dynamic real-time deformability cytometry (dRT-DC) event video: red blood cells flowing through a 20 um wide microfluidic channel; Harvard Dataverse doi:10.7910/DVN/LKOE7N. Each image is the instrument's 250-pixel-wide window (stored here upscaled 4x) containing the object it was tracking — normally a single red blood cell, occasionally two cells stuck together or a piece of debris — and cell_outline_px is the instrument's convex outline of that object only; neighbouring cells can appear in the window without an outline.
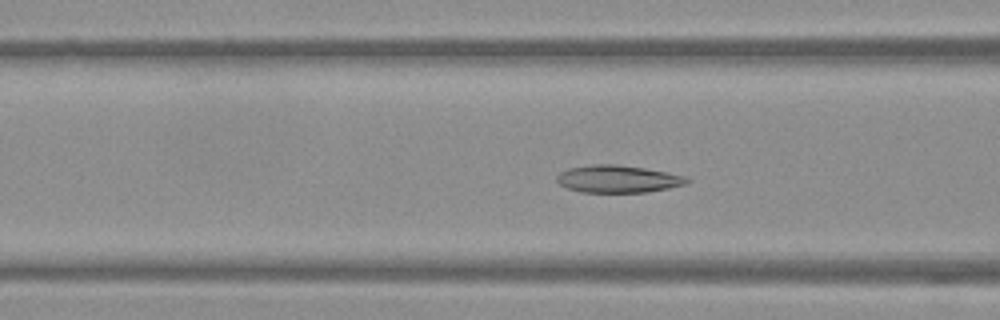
{"species": "Egyptian fruit bat (a non-hibernating species)", "species_latin": "Rousettus aegyptiacus", "temperature_condition": "warm", "stored_images_in_passage": 53, "camera_frame_rate_fps": 3000, "um_per_image_px": 0.085, "frame": {"image": 1, "passage_image": 21, "time_ms": 6.667, "image_size_px": [1000, 320], "cell_outline_px": [[692, 180], [688, 184], [648, 192], [580, 192], [568, 188], [560, 184], [556, 180], [556, 176], [560, 172], [568, 168], [592, 164], [616, 164], [644, 168], [668, 172], [688, 176]], "centroid_in_image_um": [52.57, 15.21], "position_along_channel_um": 114.0, "area_um2": 20.98}}
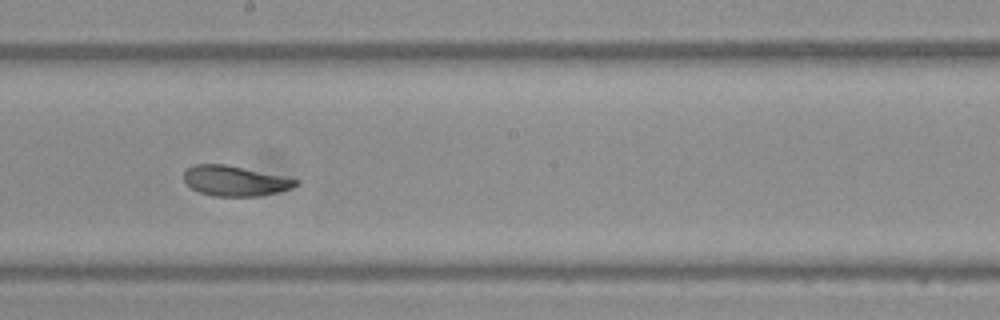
{"frame": {"image": 2, "passage_image": 30, "time_ms": 9.667, "image_size_px": [1000, 320], "cell_outline_px": [[300, 184], [292, 188], [260, 196], [212, 196], [200, 192], [192, 188], [184, 180], [184, 172], [188, 168], [196, 164], [224, 164], [300, 180]], "centroid_in_image_um": [19.98, 15.38], "position_along_channel_um": 228.2, "area_um2": 19.42}}
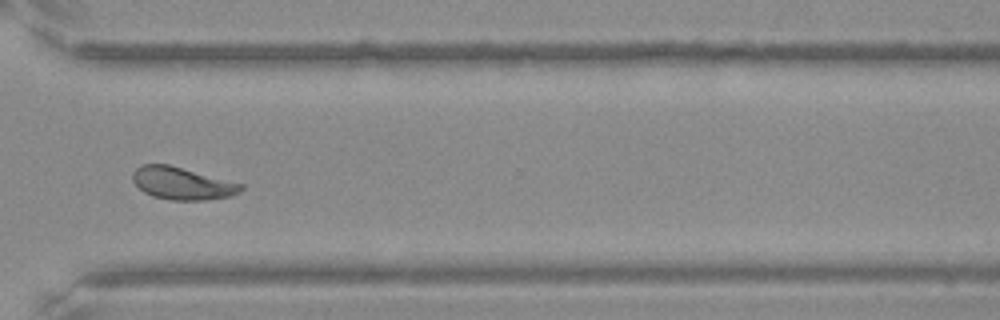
{"frame": {"image": 3, "passage_image": 40, "time_ms": 13.0, "image_size_px": [1000, 320], "cell_outline_px": [[244, 188], [240, 192], [228, 196], [208, 200], [168, 200], [152, 196], [144, 192], [132, 180], [132, 172], [140, 164], [168, 164], [244, 184]], "centroid_in_image_um": [15.47, 15.58], "position_along_channel_um": 355.1, "area_um2": 20.52}, "authors_computed_cell_mechanics": {"area_um2": 21.097, "velocity_mm_per_s": 3.7977, "shape_relaxation_time_tau1_ms": 3.9176, "shape_relaxation_time_tau2_ms": 1.4187, "deformation_change_tau1": 0.1178, "deformation_change_tau2": 0.0561}}